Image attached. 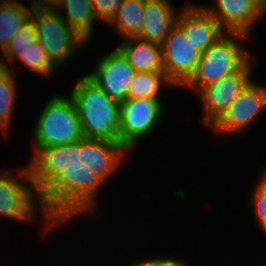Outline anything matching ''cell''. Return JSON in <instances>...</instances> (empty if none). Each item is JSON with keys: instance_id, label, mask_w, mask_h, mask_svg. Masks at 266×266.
I'll use <instances>...</instances> for the list:
<instances>
[{"instance_id": "cell-1", "label": "cell", "mask_w": 266, "mask_h": 266, "mask_svg": "<svg viewBox=\"0 0 266 266\" xmlns=\"http://www.w3.org/2000/svg\"><path fill=\"white\" fill-rule=\"evenodd\" d=\"M33 133L30 164L45 169L68 191L82 206L81 214L94 211L96 194L115 171L86 143L71 97H52Z\"/></svg>"}, {"instance_id": "cell-2", "label": "cell", "mask_w": 266, "mask_h": 266, "mask_svg": "<svg viewBox=\"0 0 266 266\" xmlns=\"http://www.w3.org/2000/svg\"><path fill=\"white\" fill-rule=\"evenodd\" d=\"M19 172L21 179L8 170L0 173V215L29 221L35 218L36 200L50 228L82 215V206L45 169L29 163Z\"/></svg>"}, {"instance_id": "cell-3", "label": "cell", "mask_w": 266, "mask_h": 266, "mask_svg": "<svg viewBox=\"0 0 266 266\" xmlns=\"http://www.w3.org/2000/svg\"><path fill=\"white\" fill-rule=\"evenodd\" d=\"M79 116L86 143L114 170L119 167L120 103L86 75L69 94Z\"/></svg>"}, {"instance_id": "cell-4", "label": "cell", "mask_w": 266, "mask_h": 266, "mask_svg": "<svg viewBox=\"0 0 266 266\" xmlns=\"http://www.w3.org/2000/svg\"><path fill=\"white\" fill-rule=\"evenodd\" d=\"M228 35H232V38L224 35L207 51L201 53L193 75L183 87L189 86L199 91L206 85L239 71L252 58L248 50L237 42V39L242 40L248 35L243 33Z\"/></svg>"}, {"instance_id": "cell-5", "label": "cell", "mask_w": 266, "mask_h": 266, "mask_svg": "<svg viewBox=\"0 0 266 266\" xmlns=\"http://www.w3.org/2000/svg\"><path fill=\"white\" fill-rule=\"evenodd\" d=\"M30 20L49 60L58 69L88 42L52 8L33 7Z\"/></svg>"}, {"instance_id": "cell-6", "label": "cell", "mask_w": 266, "mask_h": 266, "mask_svg": "<svg viewBox=\"0 0 266 266\" xmlns=\"http://www.w3.org/2000/svg\"><path fill=\"white\" fill-rule=\"evenodd\" d=\"M161 99H127L120 103L119 167L127 152L136 148L139 140L148 136L162 117Z\"/></svg>"}, {"instance_id": "cell-7", "label": "cell", "mask_w": 266, "mask_h": 266, "mask_svg": "<svg viewBox=\"0 0 266 266\" xmlns=\"http://www.w3.org/2000/svg\"><path fill=\"white\" fill-rule=\"evenodd\" d=\"M251 58L239 71L199 90L204 108L203 123L213 126L252 81Z\"/></svg>"}, {"instance_id": "cell-8", "label": "cell", "mask_w": 266, "mask_h": 266, "mask_svg": "<svg viewBox=\"0 0 266 266\" xmlns=\"http://www.w3.org/2000/svg\"><path fill=\"white\" fill-rule=\"evenodd\" d=\"M161 47L166 77L172 85L183 86L193 75L201 52L187 40L183 29L177 23Z\"/></svg>"}, {"instance_id": "cell-9", "label": "cell", "mask_w": 266, "mask_h": 266, "mask_svg": "<svg viewBox=\"0 0 266 266\" xmlns=\"http://www.w3.org/2000/svg\"><path fill=\"white\" fill-rule=\"evenodd\" d=\"M263 110H266V86L252 80L212 127L219 134L243 132Z\"/></svg>"}, {"instance_id": "cell-10", "label": "cell", "mask_w": 266, "mask_h": 266, "mask_svg": "<svg viewBox=\"0 0 266 266\" xmlns=\"http://www.w3.org/2000/svg\"><path fill=\"white\" fill-rule=\"evenodd\" d=\"M91 73L85 74L110 98L119 103L127 100L129 86L136 71L116 47L97 62Z\"/></svg>"}, {"instance_id": "cell-11", "label": "cell", "mask_w": 266, "mask_h": 266, "mask_svg": "<svg viewBox=\"0 0 266 266\" xmlns=\"http://www.w3.org/2000/svg\"><path fill=\"white\" fill-rule=\"evenodd\" d=\"M216 1V7H202L219 22L224 31L228 30V33L249 35L254 23L266 13V0Z\"/></svg>"}, {"instance_id": "cell-12", "label": "cell", "mask_w": 266, "mask_h": 266, "mask_svg": "<svg viewBox=\"0 0 266 266\" xmlns=\"http://www.w3.org/2000/svg\"><path fill=\"white\" fill-rule=\"evenodd\" d=\"M181 9L177 24L199 52L204 53L225 35L219 22L202 5L188 3Z\"/></svg>"}, {"instance_id": "cell-13", "label": "cell", "mask_w": 266, "mask_h": 266, "mask_svg": "<svg viewBox=\"0 0 266 266\" xmlns=\"http://www.w3.org/2000/svg\"><path fill=\"white\" fill-rule=\"evenodd\" d=\"M175 11L168 0H146L144 21L136 37L162 46L177 23L179 13Z\"/></svg>"}, {"instance_id": "cell-14", "label": "cell", "mask_w": 266, "mask_h": 266, "mask_svg": "<svg viewBox=\"0 0 266 266\" xmlns=\"http://www.w3.org/2000/svg\"><path fill=\"white\" fill-rule=\"evenodd\" d=\"M117 48L136 72H164L161 45L129 37L123 39Z\"/></svg>"}, {"instance_id": "cell-15", "label": "cell", "mask_w": 266, "mask_h": 266, "mask_svg": "<svg viewBox=\"0 0 266 266\" xmlns=\"http://www.w3.org/2000/svg\"><path fill=\"white\" fill-rule=\"evenodd\" d=\"M63 8L66 9V16L60 13L61 17L87 41L90 40L93 36L94 22L97 19L92 1L60 0L54 9L61 12Z\"/></svg>"}, {"instance_id": "cell-16", "label": "cell", "mask_w": 266, "mask_h": 266, "mask_svg": "<svg viewBox=\"0 0 266 266\" xmlns=\"http://www.w3.org/2000/svg\"><path fill=\"white\" fill-rule=\"evenodd\" d=\"M30 9L16 0H0V50L3 51L13 36L29 21Z\"/></svg>"}, {"instance_id": "cell-17", "label": "cell", "mask_w": 266, "mask_h": 266, "mask_svg": "<svg viewBox=\"0 0 266 266\" xmlns=\"http://www.w3.org/2000/svg\"><path fill=\"white\" fill-rule=\"evenodd\" d=\"M146 0H123L107 23L114 26L123 39L136 37L142 28Z\"/></svg>"}, {"instance_id": "cell-18", "label": "cell", "mask_w": 266, "mask_h": 266, "mask_svg": "<svg viewBox=\"0 0 266 266\" xmlns=\"http://www.w3.org/2000/svg\"><path fill=\"white\" fill-rule=\"evenodd\" d=\"M162 84L172 85L164 72H136L127 99H160L159 89Z\"/></svg>"}, {"instance_id": "cell-19", "label": "cell", "mask_w": 266, "mask_h": 266, "mask_svg": "<svg viewBox=\"0 0 266 266\" xmlns=\"http://www.w3.org/2000/svg\"><path fill=\"white\" fill-rule=\"evenodd\" d=\"M9 67L0 74V128L8 132L16 99V80Z\"/></svg>"}, {"instance_id": "cell-20", "label": "cell", "mask_w": 266, "mask_h": 266, "mask_svg": "<svg viewBox=\"0 0 266 266\" xmlns=\"http://www.w3.org/2000/svg\"><path fill=\"white\" fill-rule=\"evenodd\" d=\"M19 59L23 64L30 69V71L36 72L41 76H52V73L57 68L51 63L46 53V50L42 47L40 42L35 41L30 47L21 51L16 59Z\"/></svg>"}, {"instance_id": "cell-21", "label": "cell", "mask_w": 266, "mask_h": 266, "mask_svg": "<svg viewBox=\"0 0 266 266\" xmlns=\"http://www.w3.org/2000/svg\"><path fill=\"white\" fill-rule=\"evenodd\" d=\"M37 40L35 25L30 20L13 36L2 53L13 64L14 60H16L15 58L21 54V51L30 47Z\"/></svg>"}, {"instance_id": "cell-22", "label": "cell", "mask_w": 266, "mask_h": 266, "mask_svg": "<svg viewBox=\"0 0 266 266\" xmlns=\"http://www.w3.org/2000/svg\"><path fill=\"white\" fill-rule=\"evenodd\" d=\"M252 193L253 210L259 227L266 235V176L263 174Z\"/></svg>"}, {"instance_id": "cell-23", "label": "cell", "mask_w": 266, "mask_h": 266, "mask_svg": "<svg viewBox=\"0 0 266 266\" xmlns=\"http://www.w3.org/2000/svg\"><path fill=\"white\" fill-rule=\"evenodd\" d=\"M97 19L109 22L123 0H91Z\"/></svg>"}, {"instance_id": "cell-24", "label": "cell", "mask_w": 266, "mask_h": 266, "mask_svg": "<svg viewBox=\"0 0 266 266\" xmlns=\"http://www.w3.org/2000/svg\"><path fill=\"white\" fill-rule=\"evenodd\" d=\"M133 266H189L183 260H178L174 258H152V259H144L141 261H137L133 264Z\"/></svg>"}, {"instance_id": "cell-25", "label": "cell", "mask_w": 266, "mask_h": 266, "mask_svg": "<svg viewBox=\"0 0 266 266\" xmlns=\"http://www.w3.org/2000/svg\"><path fill=\"white\" fill-rule=\"evenodd\" d=\"M60 0H33L31 5L38 8H52L54 9Z\"/></svg>"}, {"instance_id": "cell-26", "label": "cell", "mask_w": 266, "mask_h": 266, "mask_svg": "<svg viewBox=\"0 0 266 266\" xmlns=\"http://www.w3.org/2000/svg\"><path fill=\"white\" fill-rule=\"evenodd\" d=\"M8 65H6V62L0 58V74L4 72L7 69Z\"/></svg>"}]
</instances>
